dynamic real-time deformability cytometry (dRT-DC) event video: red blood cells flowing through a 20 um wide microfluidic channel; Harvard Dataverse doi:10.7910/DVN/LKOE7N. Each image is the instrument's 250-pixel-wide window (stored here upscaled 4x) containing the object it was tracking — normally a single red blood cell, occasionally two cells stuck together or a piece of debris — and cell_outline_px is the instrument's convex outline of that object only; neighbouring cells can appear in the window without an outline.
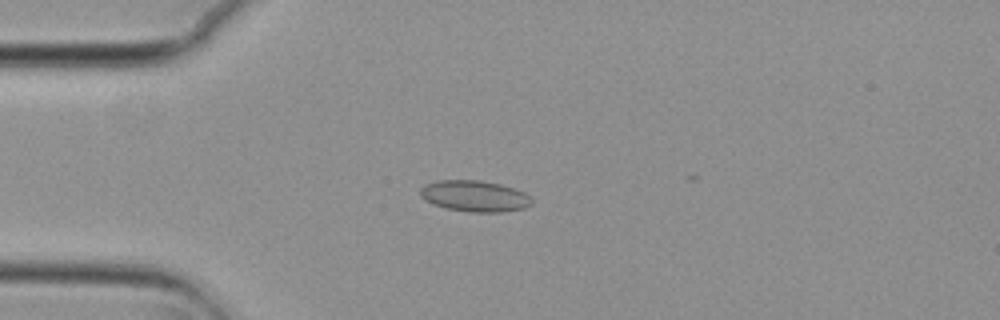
{"species": "common noctule bat (a hibernating species)", "species_latin": "Nyctalus noctula", "temperature_condition": "cold", "stored_images_in_passage": 39, "camera_frame_rate_fps": 3000, "um_per_image_px": 0.085, "animal": {"sex": "female", "body_mass_g": 29.2, "forearm_length_mm": 56.3}, "frame": {"image": 1, "passage_image": 5, "time_ms": 1.333, "image_size_px": [1000, 320], "cell_outline_px": [[532, 204], [524, 208], [504, 212], [468, 212], [444, 208], [432, 204], [424, 200], [420, 196], [420, 188], [424, 184], [436, 180], [480, 180], [500, 184], [524, 192], [532, 200]], "centroid_in_image_um": [40.29, 16.67], "position_along_channel_um": 44.7, "area_um2": 20.46}}
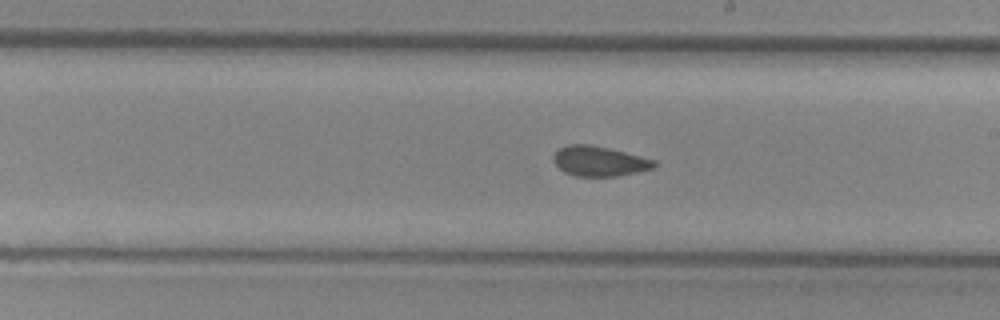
{"frame": {"image": 2, "passage_image": 22, "time_ms": 7.0, "image_size_px": [1000, 320], "cell_outline_px": [[656, 164], [652, 168], [636, 172], [616, 176], [576, 176], [564, 172], [552, 160], [552, 156], [560, 148], [568, 144], [592, 144], [656, 160]], "centroid_in_image_um": [50.91, 13.69], "position_along_channel_um": 238.1, "area_um2": 17.46}}
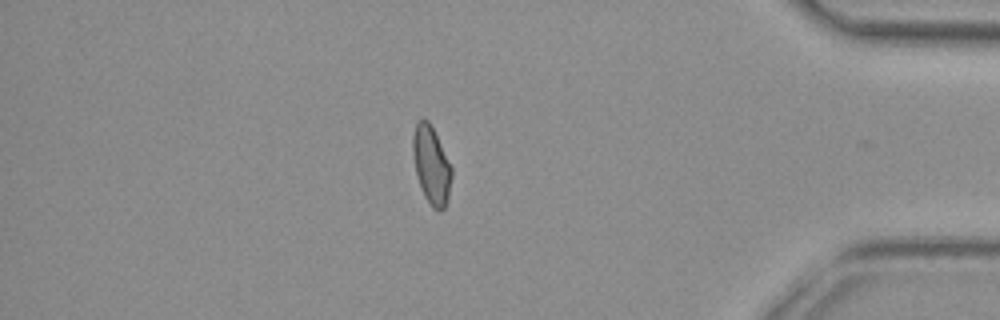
{"frame": {"image": 3, "passage_image": 38, "time_ms": 12.333, "image_size_px": [1000, 320], "cell_outline_px": [[452, 176], [448, 196], [444, 208], [440, 212], [436, 212], [432, 208], [424, 196], [416, 172], [412, 152], [412, 136], [416, 124], [420, 120], [428, 120], [452, 168]], "centroid_in_image_um": [36.66, 14.08], "position_along_channel_um": 398.5, "area_um2": 17.28}, "authors_computed_cell_mechanics": {"area_um2": 17.9758, "velocity_mm_per_s": 3.7436, "shape_relaxation_time_tau1_ms": 7.5372, "shape_relaxation_time_tau2_ms": 2.5548, "deformation_change_tau1": 0.1001, "deformation_change_tau2": 0.0532}}